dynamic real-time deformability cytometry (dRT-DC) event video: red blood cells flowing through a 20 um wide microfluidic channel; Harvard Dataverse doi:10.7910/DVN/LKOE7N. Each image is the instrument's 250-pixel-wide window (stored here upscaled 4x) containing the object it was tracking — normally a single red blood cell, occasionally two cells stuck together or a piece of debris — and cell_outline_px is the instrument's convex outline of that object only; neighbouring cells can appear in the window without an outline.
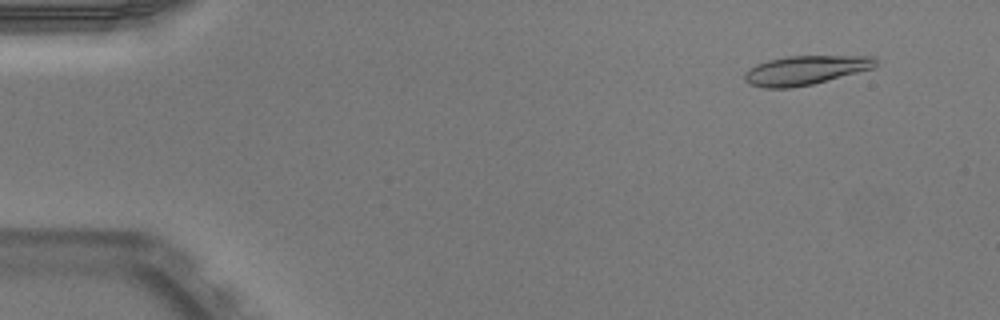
{"species": "Egyptian fruit bat (a non-hibernating species)", "species_latin": "Rousettus aegyptiacus", "temperature_condition": "warm", "stored_images_in_passage": 51, "camera_frame_rate_fps": 3000, "um_per_image_px": 0.085, "animal": {"sex": "male"}, "frame": {"image": 1, "passage_image": 5, "time_ms": 1.333, "image_size_px": [1000, 320], "cell_outline_px": [[876, 64], [872, 68], [812, 84], [792, 88], [764, 88], [748, 84], [744, 80], [744, 72], [756, 64], [768, 60], [788, 56], [872, 56], [876, 60]], "centroid_in_image_um": [68.38, 5.97], "position_along_channel_um": 16.6, "area_um2": 22.08}}
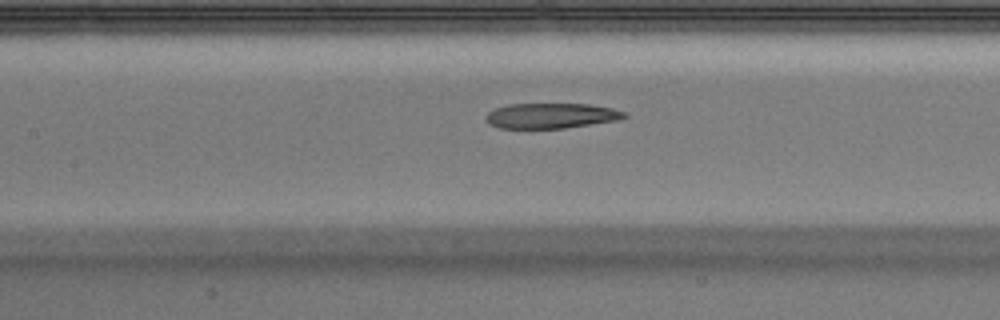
{"frame": {"image": 2, "passage_image": 24, "time_ms": 7.667, "image_size_px": [1000, 320], "cell_outline_px": [[628, 116], [616, 120], [564, 128], [500, 128], [488, 124], [484, 120], [484, 116], [488, 112], [496, 108], [508, 104], [588, 104], [612, 108], [624, 112]], "centroid_in_image_um": [46.78, 9.83], "position_along_channel_um": 160.6, "area_um2": 20.29}}
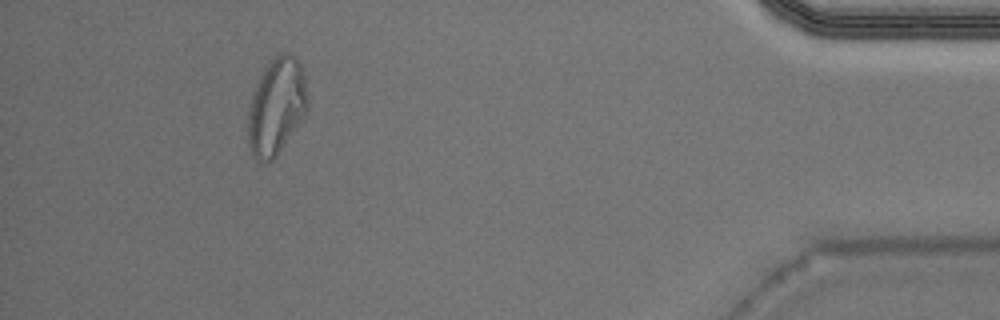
{"frame": {"image": 3, "passage_image": 47, "time_ms": 15.333, "image_size_px": [1000, 320], "cell_outline_px": [[308, 108], [304, 116], [276, 156], [268, 164], [256, 160], [252, 156], [248, 144], [248, 112], [252, 96], [268, 64], [280, 52], [288, 52], [296, 56], [300, 64], [304, 76], [308, 100]], "centroid_in_image_um": [23.5, 9.09], "position_along_channel_um": 411.7, "area_um2": 33.23}, "authors_computed_cell_mechanics": {"area_um2": 22.7154, "velocity_mm_per_s": 4.0059, "shape_relaxation_time_tau1_ms": null, "shape_relaxation_time_tau2_ms": 2.0902, "deformation_change_tau1": null, "deformation_change_tau2": 0.1131}}